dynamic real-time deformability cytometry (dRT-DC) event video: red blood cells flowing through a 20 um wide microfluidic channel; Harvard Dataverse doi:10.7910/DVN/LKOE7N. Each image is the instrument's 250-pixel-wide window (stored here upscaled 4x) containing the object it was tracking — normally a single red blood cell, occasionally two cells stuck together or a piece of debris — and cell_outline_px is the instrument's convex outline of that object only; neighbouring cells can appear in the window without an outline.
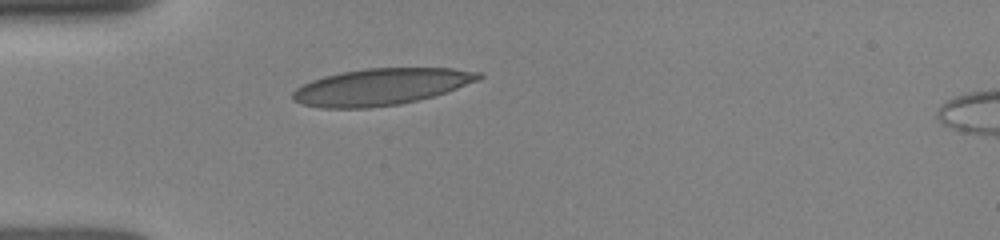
{"species": "human", "species_latin": "Homo sapiens", "temperature_condition": "room temperature", "stored_images_in_passage": 14, "camera_frame_rate_fps": 3000, "um_per_image_px": 0.085, "donor": {"sex": "female"}, "frame": {"image": 1, "passage_image": 1, "time_ms": 0.0, "image_size_px": [1000, 240], "cell_outline_px": [[484, 76], [480, 80], [432, 96], [400, 104], [368, 108], [320, 108], [300, 104], [292, 100], [292, 92], [296, 88], [312, 80], [324, 76], [340, 72], [364, 68], [452, 68], [480, 72]], "centroid_in_image_um": [32.35, 7.37], "position_along_channel_um": 52.7, "area_um2": 39.77}}
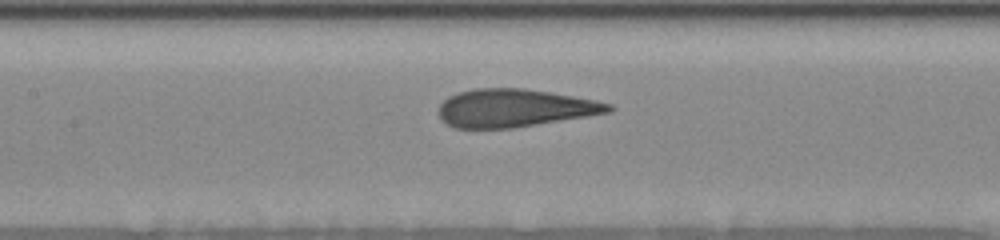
{"frame": {"image": 2, "passage_image": 7, "time_ms": 3.0, "image_size_px": [1000, 240], "cell_outline_px": [[616, 108], [612, 112], [588, 116], [512, 128], [456, 128], [440, 120], [436, 112], [440, 104], [448, 96], [460, 92], [476, 88], [524, 88], [552, 92], [596, 100], [612, 104]], "centroid_in_image_um": [43.74, 9.18], "position_along_channel_um": 163.7, "area_um2": 37.86}}
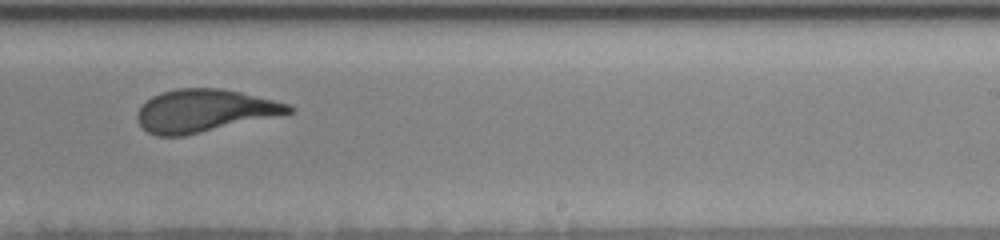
{"frame": {"image": 3, "passage_image": 12, "time_ms": 5.667, "image_size_px": [1000, 240], "cell_outline_px": [[296, 108], [292, 112], [184, 136], [156, 136], [148, 132], [140, 124], [136, 116], [136, 112], [152, 96], [160, 92], [176, 88], [220, 88], [240, 92], [288, 104]], "centroid_in_image_um": [17.32, 9.4], "position_along_channel_um": 271.7, "area_um2": 37.11}}